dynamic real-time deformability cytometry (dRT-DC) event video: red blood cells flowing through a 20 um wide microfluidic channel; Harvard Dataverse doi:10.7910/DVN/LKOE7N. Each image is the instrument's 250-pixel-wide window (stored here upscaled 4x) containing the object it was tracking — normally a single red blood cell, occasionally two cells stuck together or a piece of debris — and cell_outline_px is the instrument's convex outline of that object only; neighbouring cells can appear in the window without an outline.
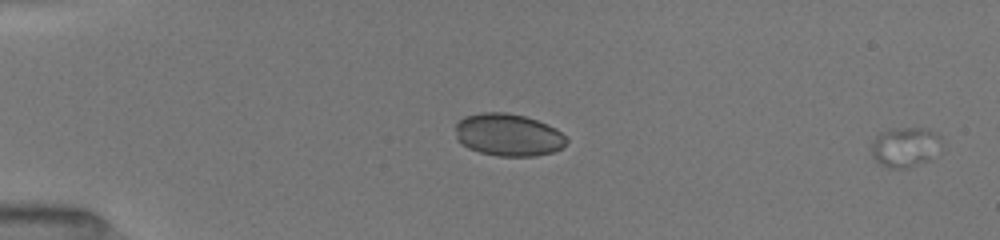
{"species": "common noctule bat (a hibernating species)", "species_latin": "Nyctalus noctula", "temperature_condition": "room temperature", "stored_images_in_passage": 50, "camera_frame_rate_fps": 3000, "um_per_image_px": 0.085, "animal": {"sex": "female", "body_mass_g": 19.5, "forearm_length_mm": 54.1}, "frame": {"image": 1, "passage_image": 1, "time_ms": 0.0, "image_size_px": [1000, 240], "cell_outline_px": [[940, 140], [928, 160], [904, 168], [888, 168], [880, 164], [872, 156], [872, 140], [880, 132], [888, 128], [928, 128], [936, 132], [940, 136]], "centroid_in_image_um": [76.85, 12.46], "position_along_channel_um": 8.2, "area_um2": 15.95}}
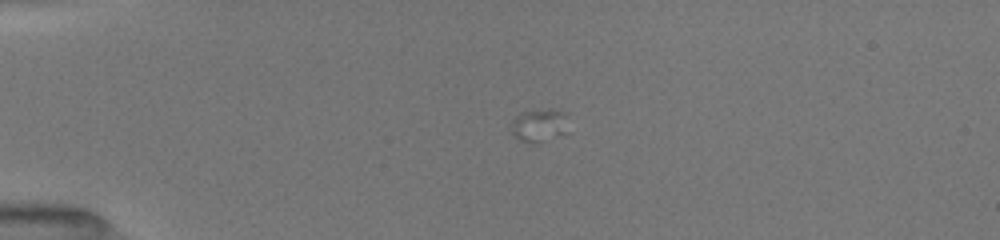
{"frame": {"image": 2, "passage_image": 18, "time_ms": 4.0, "image_size_px": [1000, 240], "cell_outline_px": [[564, 132], [536, 144], [532, 144], [520, 140], [512, 132], [512, 120], [520, 112], [532, 108], [552, 108], [564, 112]], "centroid_in_image_um": [45.74, 10.6], "position_along_channel_um": 39.3, "area_um2": 10.87}}